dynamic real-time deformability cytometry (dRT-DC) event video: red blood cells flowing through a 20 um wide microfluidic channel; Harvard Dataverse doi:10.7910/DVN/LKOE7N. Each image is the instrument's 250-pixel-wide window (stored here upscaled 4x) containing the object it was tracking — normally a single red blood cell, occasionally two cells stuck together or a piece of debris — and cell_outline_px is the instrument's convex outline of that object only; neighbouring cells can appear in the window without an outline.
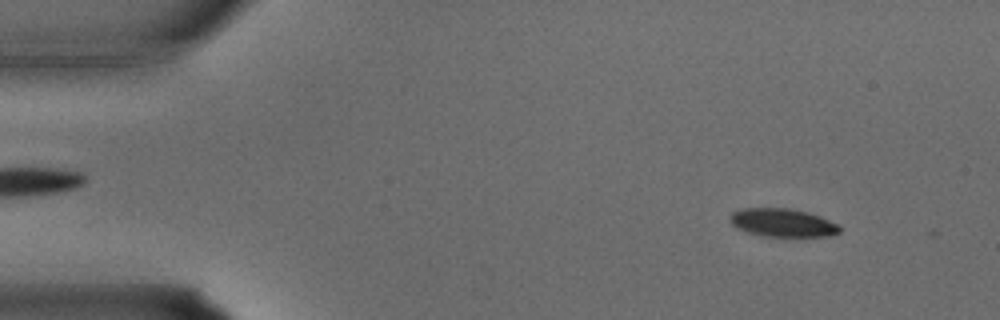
{"species": "common noctule bat (a hibernating species)", "species_latin": "Nyctalus noctula", "temperature_condition": "warm", "stored_images_in_passage": 31, "camera_frame_rate_fps": 3000, "um_per_image_px": 0.085, "animal": {"sex": "male", "body_mass_g": 15.6}, "frame": {"image": 1, "passage_image": 1, "time_ms": 0.0, "image_size_px": [1000, 320], "cell_outline_px": [[840, 232], [828, 236], [768, 236], [748, 232], [736, 228], [728, 220], [728, 216], [732, 212], [740, 208], [788, 208], [808, 212], [820, 216], [840, 224]], "centroid_in_image_um": [66.5, 18.91], "position_along_channel_um": 18.5, "area_um2": 18.15}}
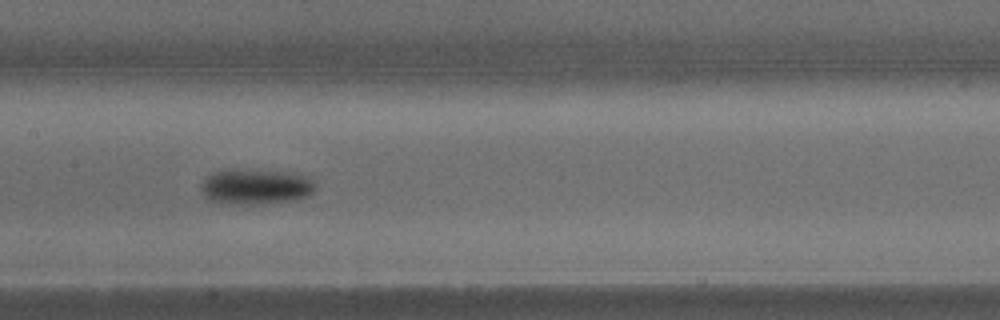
{"frame": {"image": 2, "passage_image": 14, "time_ms": 4.333, "image_size_px": [1000, 320], "cell_outline_px": [[316, 188], [308, 196], [296, 200], [264, 204], [220, 204], [204, 196], [200, 188], [200, 184], [212, 172], [228, 168], [248, 168], [292, 172], [312, 176], [316, 184]], "centroid_in_image_um": [21.77, 15.84], "position_along_channel_um": 185.6, "area_um2": 24.74}}
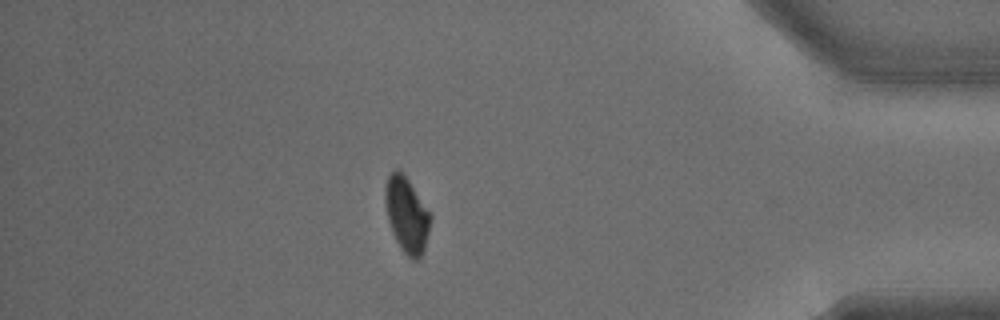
{"frame": {"image": 3, "passage_image": 27, "time_ms": 8.667, "image_size_px": [1000, 320], "cell_outline_px": [[432, 216], [424, 248], [420, 256], [416, 260], [412, 260], [400, 248], [392, 232], [388, 220], [384, 200], [384, 188], [388, 176], [396, 168], [400, 168]], "centroid_in_image_um": [34.54, 18.23], "position_along_channel_um": 400.7, "area_um2": 19.71}}